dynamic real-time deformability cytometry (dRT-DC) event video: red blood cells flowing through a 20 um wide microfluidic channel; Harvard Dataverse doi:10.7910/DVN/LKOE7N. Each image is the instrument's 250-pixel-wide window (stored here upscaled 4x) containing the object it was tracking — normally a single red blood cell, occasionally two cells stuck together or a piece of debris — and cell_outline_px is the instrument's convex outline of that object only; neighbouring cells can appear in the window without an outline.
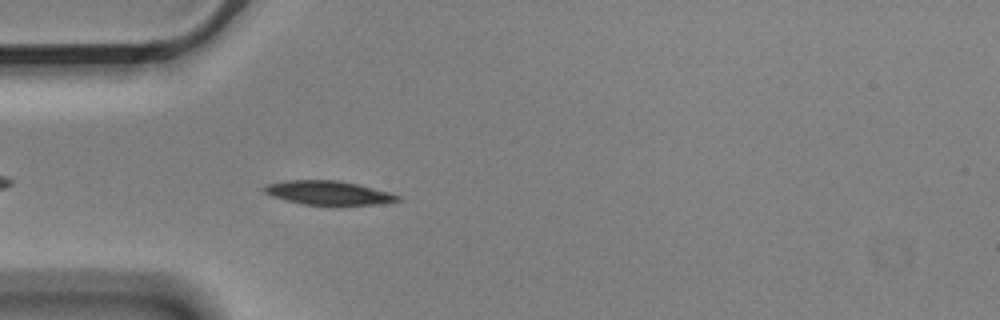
{"species": "Egyptian fruit bat (a non-hibernating species)", "species_latin": "Rousettus aegyptiacus", "temperature_condition": "cold", "stored_images_in_passage": 2, "camera_frame_rate_fps": 3000, "um_per_image_px": 0.085, "animal": {"sex": "male"}, "frame": {"image": 1, "passage_image": 2, "time_ms": 0.333, "image_size_px": [1000, 320], "cell_outline_px": [[400, 200], [376, 204], [336, 208], [304, 204], [272, 196], [264, 192], [264, 184], [284, 180], [340, 180], [388, 192], [400, 196]], "centroid_in_image_um": [27.9, 16.42], "position_along_channel_um": 57.1, "area_um2": 19.19}}